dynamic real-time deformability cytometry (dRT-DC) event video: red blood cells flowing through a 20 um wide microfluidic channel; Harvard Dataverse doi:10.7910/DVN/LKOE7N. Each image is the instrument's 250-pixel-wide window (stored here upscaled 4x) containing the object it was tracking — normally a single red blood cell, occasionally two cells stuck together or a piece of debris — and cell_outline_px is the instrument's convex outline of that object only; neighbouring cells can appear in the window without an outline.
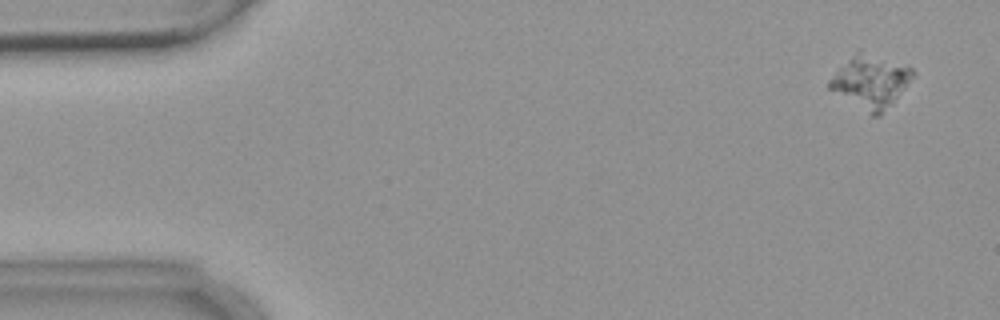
{"species": "common noctule bat (a hibernating species)", "species_latin": "Nyctalus noctula", "temperature_condition": "warm", "stored_images_in_passage": 8, "camera_frame_rate_fps": 3000, "um_per_image_px": 0.085, "animal": {"sex": "female", "body_mass_g": 18.4}, "frame": {"image": 1, "passage_image": 1, "time_ms": 0.0, "image_size_px": [1000, 320], "cell_outline_px": [[916, 76], [876, 116], [872, 116], [828, 88], [828, 80], [860, 48], [908, 64], [916, 72]], "centroid_in_image_um": [74.03, 6.85], "position_along_channel_um": 11.0, "area_um2": 25.37}}
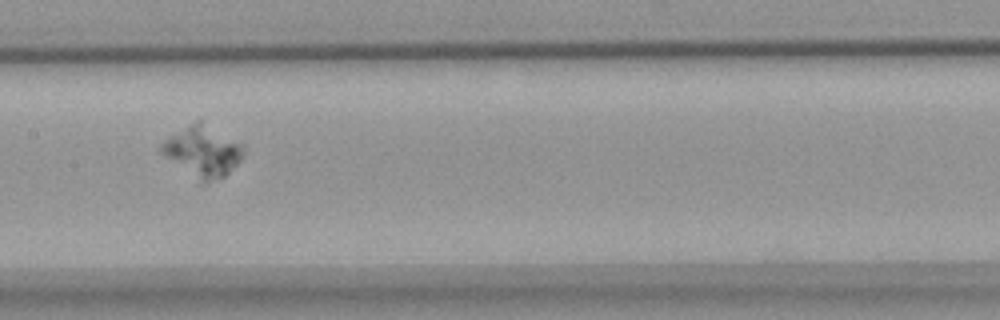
{"frame": {"image": 2, "passage_image": 8, "time_ms": 8.333, "image_size_px": [1000, 320], "cell_outline_px": [[244, 152], [240, 160], [224, 176], [204, 184], [160, 152], [160, 144], [164, 140], [196, 120], [200, 120], [244, 144]], "centroid_in_image_um": [17.26, 12.85], "position_along_channel_um": 190.1, "area_um2": 23.76}}